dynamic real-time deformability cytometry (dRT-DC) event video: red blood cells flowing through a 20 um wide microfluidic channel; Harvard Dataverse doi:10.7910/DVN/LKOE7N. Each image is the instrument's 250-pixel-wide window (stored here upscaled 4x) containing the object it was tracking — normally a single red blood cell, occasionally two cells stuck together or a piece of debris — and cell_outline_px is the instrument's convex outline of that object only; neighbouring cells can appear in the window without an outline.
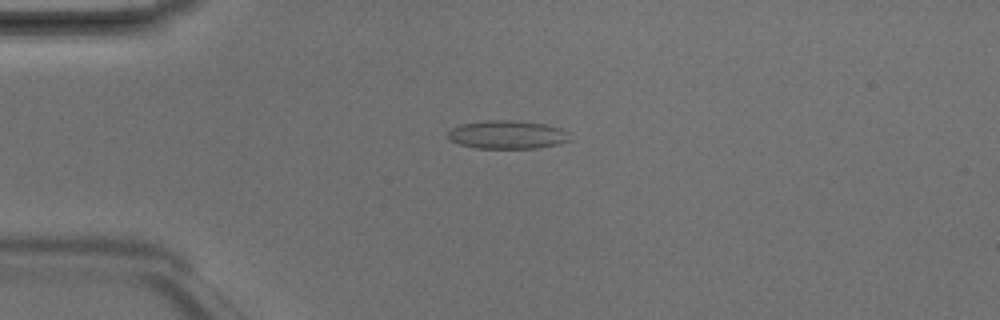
{"species": "Egyptian fruit bat (a non-hibernating species)", "species_latin": "Rousettus aegyptiacus", "temperature_condition": "room temperature", "stored_images_in_passage": 6, "camera_frame_rate_fps": 3000, "um_per_image_px": 0.085, "animal": {"sex": "male"}, "frame": {"image": 1, "passage_image": 2, "time_ms": 0.333, "image_size_px": [1000, 320], "cell_outline_px": [[572, 140], [556, 144], [536, 148], [476, 148], [456, 144], [448, 140], [448, 132], [452, 128], [460, 124], [488, 120], [516, 120], [544, 124], [560, 128], [568, 132]], "centroid_in_image_um": [43.09, 11.45], "position_along_channel_um": 41.9, "area_um2": 20.29}}